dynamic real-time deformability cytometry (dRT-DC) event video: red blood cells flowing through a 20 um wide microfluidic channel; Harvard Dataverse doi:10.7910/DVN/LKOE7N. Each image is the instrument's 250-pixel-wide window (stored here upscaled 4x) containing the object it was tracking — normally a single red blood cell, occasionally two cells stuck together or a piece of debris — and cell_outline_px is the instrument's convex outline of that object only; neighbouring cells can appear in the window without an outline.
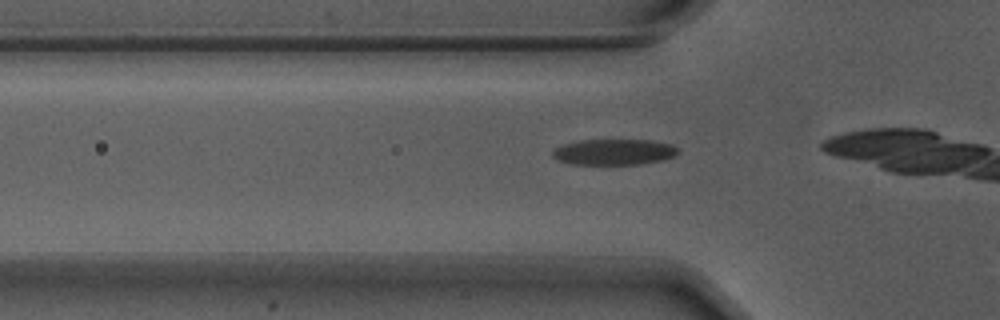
{"species": "Egyptian fruit bat (a non-hibernating species)", "species_latin": "Rousettus aegyptiacus", "temperature_condition": "warm", "stored_images_in_passage": 6, "camera_frame_rate_fps": 3000, "um_per_image_px": 0.085, "animal": {"sex": "male"}, "frame": {"image": 1, "passage_image": 3, "time_ms": 0.667, "image_size_px": [1000, 320], "cell_outline_px": [[680, 152], [676, 156], [660, 160], [640, 164], [572, 164], [556, 160], [552, 156], [552, 148], [564, 144], [580, 140], [652, 140], [672, 144]], "centroid_in_image_um": [52.17, 12.91], "position_along_channel_um": 73.6, "area_um2": 19.02}}